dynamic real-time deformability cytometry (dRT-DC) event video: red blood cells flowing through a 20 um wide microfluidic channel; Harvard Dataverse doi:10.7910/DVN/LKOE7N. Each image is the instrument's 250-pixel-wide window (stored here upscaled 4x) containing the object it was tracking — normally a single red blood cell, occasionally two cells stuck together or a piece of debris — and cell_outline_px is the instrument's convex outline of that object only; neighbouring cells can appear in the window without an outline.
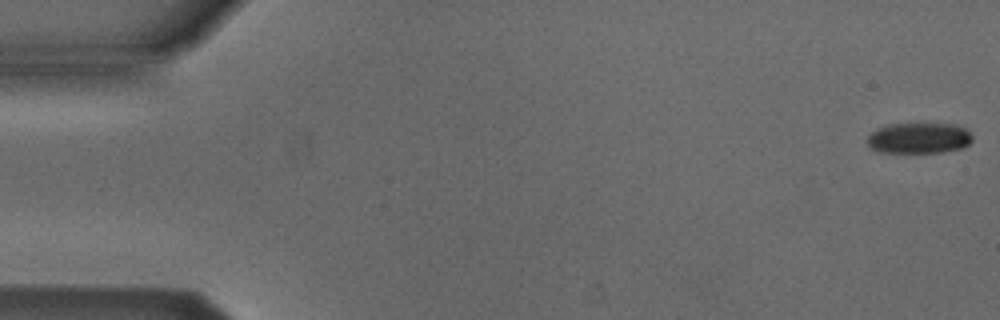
{"species": "Egyptian fruit bat (a non-hibernating species)", "species_latin": "Rousettus aegyptiacus", "temperature_condition": "cold", "stored_images_in_passage": 53, "camera_frame_rate_fps": 3000, "um_per_image_px": 0.085, "animal": {"sex": "male"}, "frame": {"image": 1, "passage_image": 1, "time_ms": 0.0, "image_size_px": [1000, 320], "cell_outline_px": [[972, 140], [968, 144], [960, 148], [940, 152], [880, 152], [872, 148], [868, 144], [868, 136], [876, 128], [888, 124], [952, 124], [964, 128], [972, 136]], "centroid_in_image_um": [78.08, 11.73], "position_along_channel_um": 6.9, "area_um2": 18.55}}
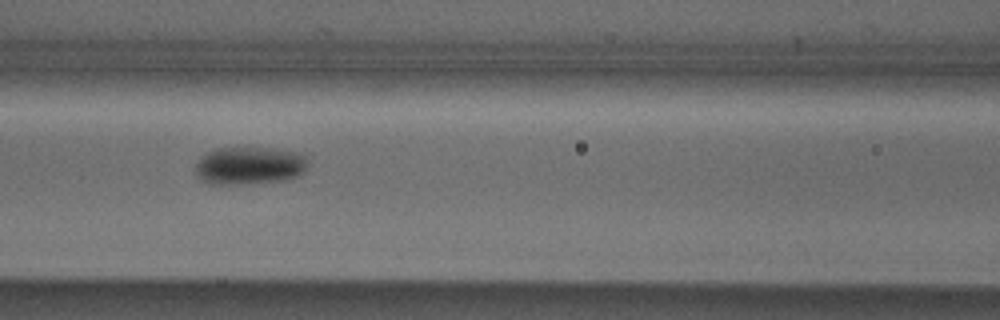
{"frame": {"image": 2, "passage_image": 23, "time_ms": 7.333, "image_size_px": [1000, 320], "cell_outline_px": [[308, 160], [304, 168], [296, 176], [280, 180], [224, 184], [212, 184], [200, 180], [196, 172], [196, 164], [200, 156], [216, 148], [276, 148], [296, 152], [304, 156]], "centroid_in_image_um": [21.14, 14.05], "position_along_channel_um": 145.5, "area_um2": 24.22}}
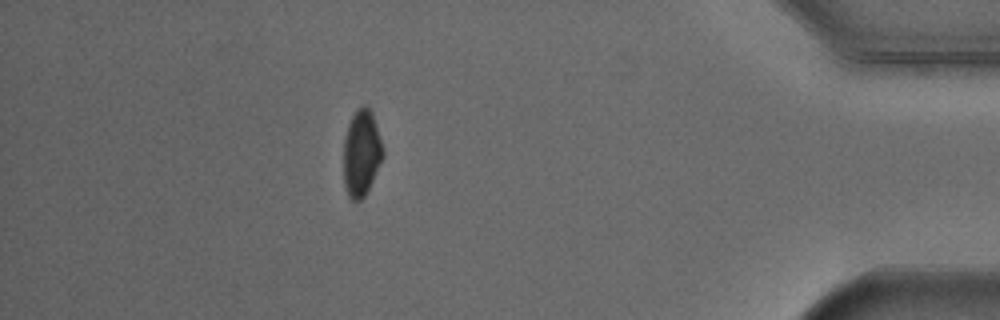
{"frame": {"image": 3, "passage_image": 47, "time_ms": 15.333, "image_size_px": [1000, 320], "cell_outline_px": [[384, 156], [364, 196], [360, 200], [352, 200], [348, 196], [344, 184], [344, 136], [348, 124], [356, 108], [364, 104], [372, 112], [384, 148]], "centroid_in_image_um": [30.72, 12.97], "position_along_channel_um": 404.5, "area_um2": 19.83}, "authors_computed_cell_mechanics": {"area_um2": 21.5594, "velocity_mm_per_s": 3.8659, "shape_relaxation_time_tau1_ms": 2.5852, "shape_relaxation_time_tau2_ms": null, "deformation_change_tau1": 0.0773, "deformation_change_tau2": null}}